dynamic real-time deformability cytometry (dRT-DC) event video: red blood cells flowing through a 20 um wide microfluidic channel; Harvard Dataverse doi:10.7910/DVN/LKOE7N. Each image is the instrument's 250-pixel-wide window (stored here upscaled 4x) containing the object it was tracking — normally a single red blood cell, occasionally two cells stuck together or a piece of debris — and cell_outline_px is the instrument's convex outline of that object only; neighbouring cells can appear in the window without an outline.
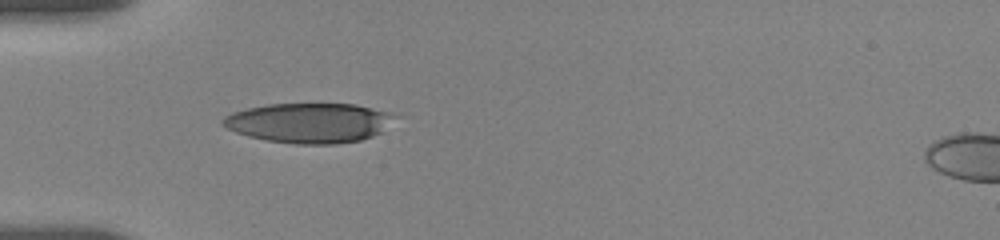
{"species": "human", "species_latin": "Homo sapiens", "temperature_condition": "room temperature", "stored_images_in_passage": 25, "camera_frame_rate_fps": 3000, "um_per_image_px": 0.085, "donor": {"sex": "female"}, "frame": {"image": 1, "passage_image": 1, "time_ms": 0.0, "image_size_px": [1000, 240], "cell_outline_px": [[392, 116], [380, 132], [372, 136], [360, 140], [336, 144], [296, 144], [268, 140], [248, 136], [236, 132], [220, 124], [220, 120], [224, 116], [232, 112], [248, 108], [268, 104], [356, 104], [388, 112]], "centroid_in_image_um": [26.18, 10.44], "position_along_channel_um": 58.8, "area_um2": 39.36}}
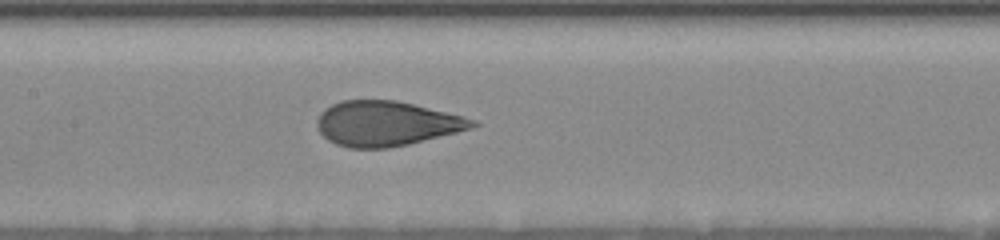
{"frame": {"image": 2, "passage_image": 18, "time_ms": 3.333, "image_size_px": [1000, 240], "cell_outline_px": [[480, 124], [472, 128], [408, 144], [388, 148], [348, 148], [336, 144], [328, 140], [320, 132], [316, 124], [316, 120], [320, 112], [324, 108], [340, 100], [396, 100], [476, 120]], "centroid_in_image_um": [32.78, 10.5], "position_along_channel_um": 174.6, "area_um2": 40.34}}
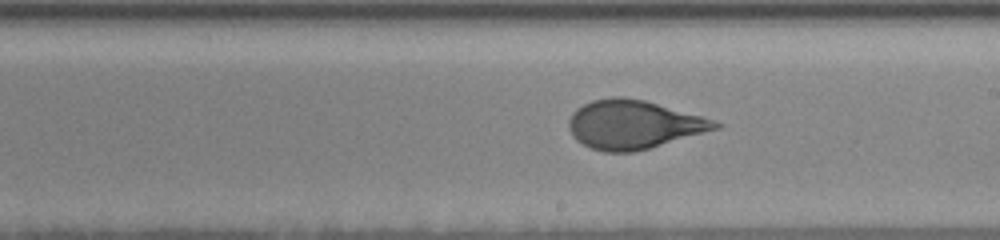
{"frame": {"image": 3, "passage_image": 23, "time_ms": 5.0, "image_size_px": [1000, 240], "cell_outline_px": [[724, 124], [720, 128], [636, 152], [604, 152], [592, 148], [576, 140], [572, 136], [568, 128], [568, 120], [572, 112], [576, 108], [592, 100], [612, 96], [624, 96], [644, 100], [700, 116]], "centroid_in_image_um": [53.81, 10.59], "position_along_channel_um": 235.2, "area_um2": 41.5}}